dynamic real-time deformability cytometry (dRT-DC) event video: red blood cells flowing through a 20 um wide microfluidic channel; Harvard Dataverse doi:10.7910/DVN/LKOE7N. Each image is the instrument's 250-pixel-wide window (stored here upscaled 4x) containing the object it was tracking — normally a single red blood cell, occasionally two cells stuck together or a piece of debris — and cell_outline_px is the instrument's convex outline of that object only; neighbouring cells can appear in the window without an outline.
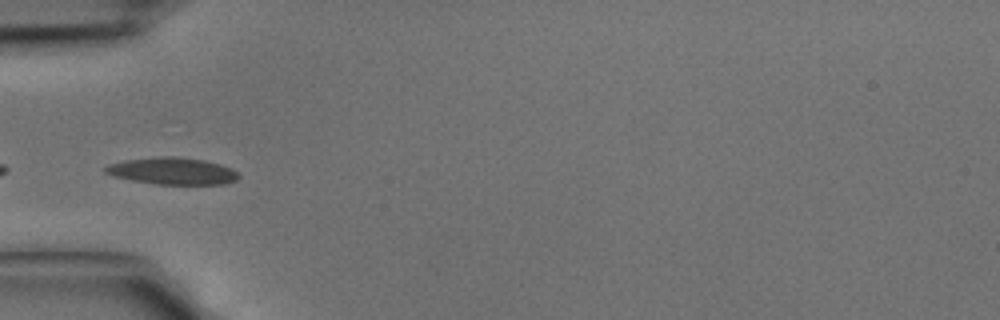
{"species": "common noctule bat (a hibernating species)", "species_latin": "Nyctalus noctula", "temperature_condition": "cold", "stored_images_in_passage": 30, "camera_frame_rate_fps": 3000, "um_per_image_px": 0.085, "animal": {"sex": "male", "body_mass_g": 15.6}, "frame": {"image": 1, "passage_image": 1, "time_ms": 0.0, "image_size_px": [1000, 320], "cell_outline_px": [[240, 176], [236, 180], [224, 184], [156, 184], [132, 180], [112, 176], [104, 172], [100, 168], [108, 164], [124, 160], [160, 156], [180, 156], [204, 160], [220, 164], [232, 168], [240, 172]], "centroid_in_image_um": [14.64, 14.52], "position_along_channel_um": 70.4, "area_um2": 21.27}}
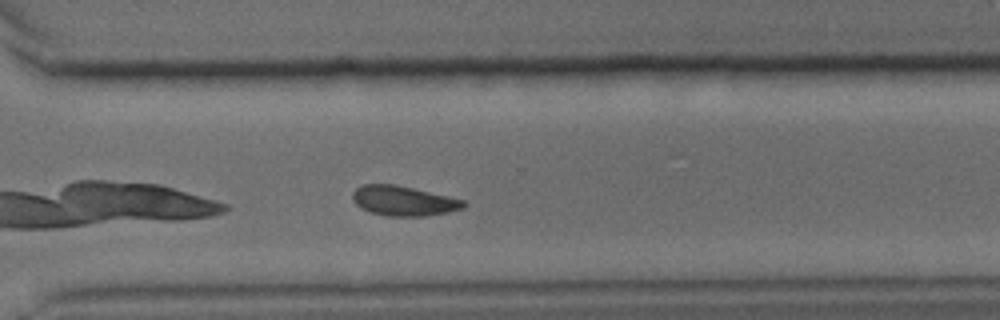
{"frame": {"image": 2, "passage_image": 18, "time_ms": 5.667, "image_size_px": [1000, 320], "cell_outline_px": [[468, 204], [464, 208], [448, 212], [424, 216], [388, 216], [372, 212], [360, 208], [352, 200], [352, 192], [360, 184], [392, 184], [412, 188], [448, 196], [464, 200]], "centroid_in_image_um": [34.28, 17.07], "position_along_channel_um": 336.3, "area_um2": 19.31}}
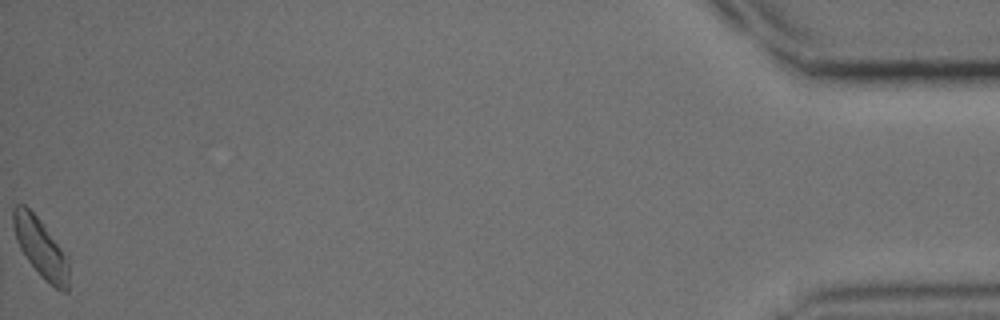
{"frame": {"image": 3, "passage_image": 30, "time_ms": 9.667, "image_size_px": [1000, 320], "cell_outline_px": [[68, 292], [60, 292], [44, 280], [40, 276], [24, 256], [16, 240], [12, 224], [12, 208], [16, 204], [24, 204], [40, 220], [68, 256]], "centroid_in_image_um": [3.44, 21.08], "position_along_channel_um": 431.8, "area_um2": 19.36}}